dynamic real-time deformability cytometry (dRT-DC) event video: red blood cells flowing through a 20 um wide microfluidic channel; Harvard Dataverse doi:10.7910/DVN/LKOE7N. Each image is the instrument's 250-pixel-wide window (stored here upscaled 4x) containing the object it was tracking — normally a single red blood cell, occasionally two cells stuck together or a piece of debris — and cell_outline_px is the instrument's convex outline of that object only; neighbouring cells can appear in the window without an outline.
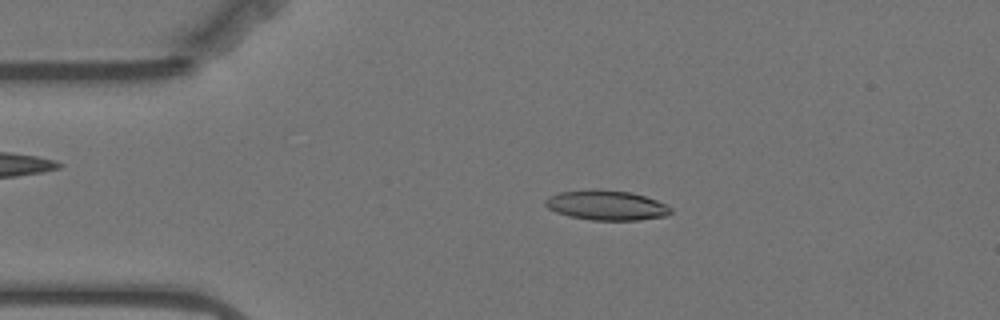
{"species": "Egyptian fruit bat (a non-hibernating species)", "species_latin": "Rousettus aegyptiacus", "temperature_condition": "warm", "stored_images_in_passage": 56, "camera_frame_rate_fps": 3000, "um_per_image_px": 0.085, "animal": {"sex": "female"}, "frame": {"image": 1, "passage_image": 10, "time_ms": 3.0, "image_size_px": [1000, 320], "cell_outline_px": [[672, 212], [668, 216], [636, 220], [592, 220], [568, 216], [556, 212], [548, 208], [544, 204], [544, 200], [548, 196], [560, 192], [592, 188], [632, 192], [656, 200], [672, 208]], "centroid_in_image_um": [51.52, 17.44], "position_along_channel_um": 33.5, "area_um2": 22.02}}
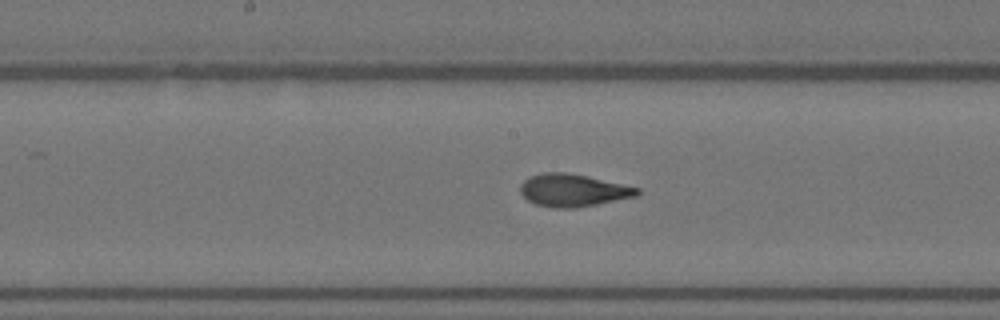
{"frame": {"image": 2, "passage_image": 27, "time_ms": 8.667, "image_size_px": [1000, 320], "cell_outline_px": [[640, 192], [636, 196], [576, 208], [552, 208], [536, 204], [528, 200], [520, 192], [520, 184], [528, 176], [544, 172], [564, 172], [588, 176], [640, 188]], "centroid_in_image_um": [48.68, 16.17], "position_along_channel_um": 199.5, "area_um2": 22.14}}
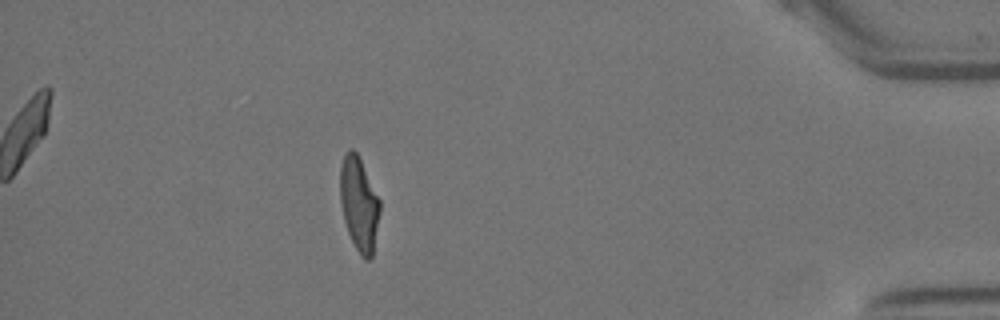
{"frame": {"image": 3, "passage_image": 49, "time_ms": 16.0, "image_size_px": [1000, 320], "cell_outline_px": [[380, 212], [372, 256], [368, 260], [364, 260], [360, 256], [348, 232], [344, 220], [340, 204], [340, 164], [348, 148], [352, 148], [356, 152], [380, 200]], "centroid_in_image_um": [30.5, 17.34], "position_along_channel_um": 404.7, "area_um2": 21.62}, "authors_computed_cell_mechanics": {"area_um2": 21.7617, "velocity_mm_per_s": 3.5306, "shape_relaxation_time_tau1_ms": 4.7081, "shape_relaxation_time_tau2_ms": 1.3644, "deformation_change_tau1": 0.1832, "deformation_change_tau2": 0.0813}}